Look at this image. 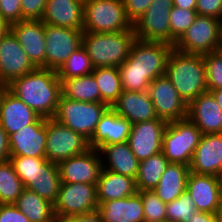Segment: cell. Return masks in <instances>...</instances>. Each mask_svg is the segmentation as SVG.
I'll list each match as a JSON object with an SVG mask.
<instances>
[{
    "label": "cell",
    "mask_w": 222,
    "mask_h": 222,
    "mask_svg": "<svg viewBox=\"0 0 222 222\" xmlns=\"http://www.w3.org/2000/svg\"><path fill=\"white\" fill-rule=\"evenodd\" d=\"M173 45L136 39L127 59L118 68L122 91H148L150 83L163 75Z\"/></svg>",
    "instance_id": "obj_1"
},
{
    "label": "cell",
    "mask_w": 222,
    "mask_h": 222,
    "mask_svg": "<svg viewBox=\"0 0 222 222\" xmlns=\"http://www.w3.org/2000/svg\"><path fill=\"white\" fill-rule=\"evenodd\" d=\"M7 89L46 119L55 116L62 95L57 71L45 68H36L13 80Z\"/></svg>",
    "instance_id": "obj_2"
},
{
    "label": "cell",
    "mask_w": 222,
    "mask_h": 222,
    "mask_svg": "<svg viewBox=\"0 0 222 222\" xmlns=\"http://www.w3.org/2000/svg\"><path fill=\"white\" fill-rule=\"evenodd\" d=\"M165 76L187 105L208 91L203 55L183 53L173 49L168 57Z\"/></svg>",
    "instance_id": "obj_3"
},
{
    "label": "cell",
    "mask_w": 222,
    "mask_h": 222,
    "mask_svg": "<svg viewBox=\"0 0 222 222\" xmlns=\"http://www.w3.org/2000/svg\"><path fill=\"white\" fill-rule=\"evenodd\" d=\"M136 39L134 30L113 33L83 31L82 46L94 68L119 67L129 56Z\"/></svg>",
    "instance_id": "obj_4"
},
{
    "label": "cell",
    "mask_w": 222,
    "mask_h": 222,
    "mask_svg": "<svg viewBox=\"0 0 222 222\" xmlns=\"http://www.w3.org/2000/svg\"><path fill=\"white\" fill-rule=\"evenodd\" d=\"M134 30L123 0H84L83 31L113 33Z\"/></svg>",
    "instance_id": "obj_5"
},
{
    "label": "cell",
    "mask_w": 222,
    "mask_h": 222,
    "mask_svg": "<svg viewBox=\"0 0 222 222\" xmlns=\"http://www.w3.org/2000/svg\"><path fill=\"white\" fill-rule=\"evenodd\" d=\"M202 135L188 118L168 122L163 134L162 153L169 163L190 166Z\"/></svg>",
    "instance_id": "obj_6"
},
{
    "label": "cell",
    "mask_w": 222,
    "mask_h": 222,
    "mask_svg": "<svg viewBox=\"0 0 222 222\" xmlns=\"http://www.w3.org/2000/svg\"><path fill=\"white\" fill-rule=\"evenodd\" d=\"M108 108L105 103L74 101L61 95L53 118L90 141Z\"/></svg>",
    "instance_id": "obj_7"
},
{
    "label": "cell",
    "mask_w": 222,
    "mask_h": 222,
    "mask_svg": "<svg viewBox=\"0 0 222 222\" xmlns=\"http://www.w3.org/2000/svg\"><path fill=\"white\" fill-rule=\"evenodd\" d=\"M221 44L222 21L210 16L197 15L173 48L183 53L204 55L219 50Z\"/></svg>",
    "instance_id": "obj_8"
},
{
    "label": "cell",
    "mask_w": 222,
    "mask_h": 222,
    "mask_svg": "<svg viewBox=\"0 0 222 222\" xmlns=\"http://www.w3.org/2000/svg\"><path fill=\"white\" fill-rule=\"evenodd\" d=\"M98 209L96 184L61 183L54 203L56 220H71L76 215Z\"/></svg>",
    "instance_id": "obj_9"
},
{
    "label": "cell",
    "mask_w": 222,
    "mask_h": 222,
    "mask_svg": "<svg viewBox=\"0 0 222 222\" xmlns=\"http://www.w3.org/2000/svg\"><path fill=\"white\" fill-rule=\"evenodd\" d=\"M46 132V159L52 163L58 164L90 149L86 138L54 118L46 119Z\"/></svg>",
    "instance_id": "obj_10"
},
{
    "label": "cell",
    "mask_w": 222,
    "mask_h": 222,
    "mask_svg": "<svg viewBox=\"0 0 222 222\" xmlns=\"http://www.w3.org/2000/svg\"><path fill=\"white\" fill-rule=\"evenodd\" d=\"M173 0H153L146 12L133 23L137 39L170 44L169 16Z\"/></svg>",
    "instance_id": "obj_11"
},
{
    "label": "cell",
    "mask_w": 222,
    "mask_h": 222,
    "mask_svg": "<svg viewBox=\"0 0 222 222\" xmlns=\"http://www.w3.org/2000/svg\"><path fill=\"white\" fill-rule=\"evenodd\" d=\"M46 69L58 70L82 45V30L45 24Z\"/></svg>",
    "instance_id": "obj_12"
},
{
    "label": "cell",
    "mask_w": 222,
    "mask_h": 222,
    "mask_svg": "<svg viewBox=\"0 0 222 222\" xmlns=\"http://www.w3.org/2000/svg\"><path fill=\"white\" fill-rule=\"evenodd\" d=\"M148 93L158 118L167 123L187 118V104L165 75L150 83Z\"/></svg>",
    "instance_id": "obj_13"
},
{
    "label": "cell",
    "mask_w": 222,
    "mask_h": 222,
    "mask_svg": "<svg viewBox=\"0 0 222 222\" xmlns=\"http://www.w3.org/2000/svg\"><path fill=\"white\" fill-rule=\"evenodd\" d=\"M35 69L13 32H7L0 40V83L8 86Z\"/></svg>",
    "instance_id": "obj_14"
},
{
    "label": "cell",
    "mask_w": 222,
    "mask_h": 222,
    "mask_svg": "<svg viewBox=\"0 0 222 222\" xmlns=\"http://www.w3.org/2000/svg\"><path fill=\"white\" fill-rule=\"evenodd\" d=\"M57 166L61 183L97 184L103 168L100 153L94 148L60 161Z\"/></svg>",
    "instance_id": "obj_15"
},
{
    "label": "cell",
    "mask_w": 222,
    "mask_h": 222,
    "mask_svg": "<svg viewBox=\"0 0 222 222\" xmlns=\"http://www.w3.org/2000/svg\"><path fill=\"white\" fill-rule=\"evenodd\" d=\"M166 126L167 122L160 118L132 124L128 143L139 161L162 151Z\"/></svg>",
    "instance_id": "obj_16"
},
{
    "label": "cell",
    "mask_w": 222,
    "mask_h": 222,
    "mask_svg": "<svg viewBox=\"0 0 222 222\" xmlns=\"http://www.w3.org/2000/svg\"><path fill=\"white\" fill-rule=\"evenodd\" d=\"M45 24L41 20H20L10 25L23 51L36 68L46 69Z\"/></svg>",
    "instance_id": "obj_17"
},
{
    "label": "cell",
    "mask_w": 222,
    "mask_h": 222,
    "mask_svg": "<svg viewBox=\"0 0 222 222\" xmlns=\"http://www.w3.org/2000/svg\"><path fill=\"white\" fill-rule=\"evenodd\" d=\"M8 138L11 156L46 157V118L39 117Z\"/></svg>",
    "instance_id": "obj_18"
},
{
    "label": "cell",
    "mask_w": 222,
    "mask_h": 222,
    "mask_svg": "<svg viewBox=\"0 0 222 222\" xmlns=\"http://www.w3.org/2000/svg\"><path fill=\"white\" fill-rule=\"evenodd\" d=\"M189 168L194 174L222 178V133L202 135Z\"/></svg>",
    "instance_id": "obj_19"
},
{
    "label": "cell",
    "mask_w": 222,
    "mask_h": 222,
    "mask_svg": "<svg viewBox=\"0 0 222 222\" xmlns=\"http://www.w3.org/2000/svg\"><path fill=\"white\" fill-rule=\"evenodd\" d=\"M131 129L132 123L109 107L97 123L89 147L99 151L103 146L126 142Z\"/></svg>",
    "instance_id": "obj_20"
},
{
    "label": "cell",
    "mask_w": 222,
    "mask_h": 222,
    "mask_svg": "<svg viewBox=\"0 0 222 222\" xmlns=\"http://www.w3.org/2000/svg\"><path fill=\"white\" fill-rule=\"evenodd\" d=\"M221 185V177L190 172L186 192L194 201L197 211L217 213Z\"/></svg>",
    "instance_id": "obj_21"
},
{
    "label": "cell",
    "mask_w": 222,
    "mask_h": 222,
    "mask_svg": "<svg viewBox=\"0 0 222 222\" xmlns=\"http://www.w3.org/2000/svg\"><path fill=\"white\" fill-rule=\"evenodd\" d=\"M187 118L202 134L222 133V110L210 92L200 94L187 105Z\"/></svg>",
    "instance_id": "obj_22"
},
{
    "label": "cell",
    "mask_w": 222,
    "mask_h": 222,
    "mask_svg": "<svg viewBox=\"0 0 222 222\" xmlns=\"http://www.w3.org/2000/svg\"><path fill=\"white\" fill-rule=\"evenodd\" d=\"M41 21L83 31L84 0H47Z\"/></svg>",
    "instance_id": "obj_23"
},
{
    "label": "cell",
    "mask_w": 222,
    "mask_h": 222,
    "mask_svg": "<svg viewBox=\"0 0 222 222\" xmlns=\"http://www.w3.org/2000/svg\"><path fill=\"white\" fill-rule=\"evenodd\" d=\"M40 116L6 89L0 100V124L8 136L33 124Z\"/></svg>",
    "instance_id": "obj_24"
},
{
    "label": "cell",
    "mask_w": 222,
    "mask_h": 222,
    "mask_svg": "<svg viewBox=\"0 0 222 222\" xmlns=\"http://www.w3.org/2000/svg\"><path fill=\"white\" fill-rule=\"evenodd\" d=\"M112 108L132 124L158 119L148 91H122Z\"/></svg>",
    "instance_id": "obj_25"
},
{
    "label": "cell",
    "mask_w": 222,
    "mask_h": 222,
    "mask_svg": "<svg viewBox=\"0 0 222 222\" xmlns=\"http://www.w3.org/2000/svg\"><path fill=\"white\" fill-rule=\"evenodd\" d=\"M103 222H144V210L141 196L134 195L114 199L98 204Z\"/></svg>",
    "instance_id": "obj_26"
},
{
    "label": "cell",
    "mask_w": 222,
    "mask_h": 222,
    "mask_svg": "<svg viewBox=\"0 0 222 222\" xmlns=\"http://www.w3.org/2000/svg\"><path fill=\"white\" fill-rule=\"evenodd\" d=\"M103 169L136 179L139 160L128 141L103 146L99 150Z\"/></svg>",
    "instance_id": "obj_27"
},
{
    "label": "cell",
    "mask_w": 222,
    "mask_h": 222,
    "mask_svg": "<svg viewBox=\"0 0 222 222\" xmlns=\"http://www.w3.org/2000/svg\"><path fill=\"white\" fill-rule=\"evenodd\" d=\"M96 191L98 204L109 200L123 199L137 192L136 181L129 176L102 168L96 184Z\"/></svg>",
    "instance_id": "obj_28"
},
{
    "label": "cell",
    "mask_w": 222,
    "mask_h": 222,
    "mask_svg": "<svg viewBox=\"0 0 222 222\" xmlns=\"http://www.w3.org/2000/svg\"><path fill=\"white\" fill-rule=\"evenodd\" d=\"M189 173L188 165L169 163L153 191L159 199L168 204L186 192Z\"/></svg>",
    "instance_id": "obj_29"
},
{
    "label": "cell",
    "mask_w": 222,
    "mask_h": 222,
    "mask_svg": "<svg viewBox=\"0 0 222 222\" xmlns=\"http://www.w3.org/2000/svg\"><path fill=\"white\" fill-rule=\"evenodd\" d=\"M30 222H55L54 204L24 188L14 204Z\"/></svg>",
    "instance_id": "obj_30"
},
{
    "label": "cell",
    "mask_w": 222,
    "mask_h": 222,
    "mask_svg": "<svg viewBox=\"0 0 222 222\" xmlns=\"http://www.w3.org/2000/svg\"><path fill=\"white\" fill-rule=\"evenodd\" d=\"M61 184L57 164L46 160L39 166L38 175L25 188L34 191L40 197L54 204L58 197Z\"/></svg>",
    "instance_id": "obj_31"
},
{
    "label": "cell",
    "mask_w": 222,
    "mask_h": 222,
    "mask_svg": "<svg viewBox=\"0 0 222 222\" xmlns=\"http://www.w3.org/2000/svg\"><path fill=\"white\" fill-rule=\"evenodd\" d=\"M62 96L82 102H99L100 90L93 74L65 79L61 82Z\"/></svg>",
    "instance_id": "obj_32"
},
{
    "label": "cell",
    "mask_w": 222,
    "mask_h": 222,
    "mask_svg": "<svg viewBox=\"0 0 222 222\" xmlns=\"http://www.w3.org/2000/svg\"><path fill=\"white\" fill-rule=\"evenodd\" d=\"M168 165L169 161L162 151L139 161L138 174L135 179L137 190H154Z\"/></svg>",
    "instance_id": "obj_33"
},
{
    "label": "cell",
    "mask_w": 222,
    "mask_h": 222,
    "mask_svg": "<svg viewBox=\"0 0 222 222\" xmlns=\"http://www.w3.org/2000/svg\"><path fill=\"white\" fill-rule=\"evenodd\" d=\"M92 74L100 90V103L112 107L122 93L119 68L98 67L94 68Z\"/></svg>",
    "instance_id": "obj_34"
},
{
    "label": "cell",
    "mask_w": 222,
    "mask_h": 222,
    "mask_svg": "<svg viewBox=\"0 0 222 222\" xmlns=\"http://www.w3.org/2000/svg\"><path fill=\"white\" fill-rule=\"evenodd\" d=\"M24 185L8 160L0 162V204H15Z\"/></svg>",
    "instance_id": "obj_35"
},
{
    "label": "cell",
    "mask_w": 222,
    "mask_h": 222,
    "mask_svg": "<svg viewBox=\"0 0 222 222\" xmlns=\"http://www.w3.org/2000/svg\"><path fill=\"white\" fill-rule=\"evenodd\" d=\"M94 66L86 50L81 45L75 50L64 64L57 70V76L62 82L65 79L77 78L91 74Z\"/></svg>",
    "instance_id": "obj_36"
},
{
    "label": "cell",
    "mask_w": 222,
    "mask_h": 222,
    "mask_svg": "<svg viewBox=\"0 0 222 222\" xmlns=\"http://www.w3.org/2000/svg\"><path fill=\"white\" fill-rule=\"evenodd\" d=\"M141 196L144 210V222H165L166 205L153 190H137Z\"/></svg>",
    "instance_id": "obj_37"
},
{
    "label": "cell",
    "mask_w": 222,
    "mask_h": 222,
    "mask_svg": "<svg viewBox=\"0 0 222 222\" xmlns=\"http://www.w3.org/2000/svg\"><path fill=\"white\" fill-rule=\"evenodd\" d=\"M196 211L194 201L187 192H184L177 199L166 205L167 221L187 222Z\"/></svg>",
    "instance_id": "obj_38"
},
{
    "label": "cell",
    "mask_w": 222,
    "mask_h": 222,
    "mask_svg": "<svg viewBox=\"0 0 222 222\" xmlns=\"http://www.w3.org/2000/svg\"><path fill=\"white\" fill-rule=\"evenodd\" d=\"M46 160V157L10 156L9 158L16 174L22 180L24 188L36 179L39 166Z\"/></svg>",
    "instance_id": "obj_39"
},
{
    "label": "cell",
    "mask_w": 222,
    "mask_h": 222,
    "mask_svg": "<svg viewBox=\"0 0 222 222\" xmlns=\"http://www.w3.org/2000/svg\"><path fill=\"white\" fill-rule=\"evenodd\" d=\"M197 16L196 10H187L174 6L170 12V44L175 42L193 24Z\"/></svg>",
    "instance_id": "obj_40"
},
{
    "label": "cell",
    "mask_w": 222,
    "mask_h": 222,
    "mask_svg": "<svg viewBox=\"0 0 222 222\" xmlns=\"http://www.w3.org/2000/svg\"><path fill=\"white\" fill-rule=\"evenodd\" d=\"M206 68V85L208 91L222 88V50L203 55Z\"/></svg>",
    "instance_id": "obj_41"
},
{
    "label": "cell",
    "mask_w": 222,
    "mask_h": 222,
    "mask_svg": "<svg viewBox=\"0 0 222 222\" xmlns=\"http://www.w3.org/2000/svg\"><path fill=\"white\" fill-rule=\"evenodd\" d=\"M0 15L9 25L22 20L21 0H0Z\"/></svg>",
    "instance_id": "obj_42"
},
{
    "label": "cell",
    "mask_w": 222,
    "mask_h": 222,
    "mask_svg": "<svg viewBox=\"0 0 222 222\" xmlns=\"http://www.w3.org/2000/svg\"><path fill=\"white\" fill-rule=\"evenodd\" d=\"M47 0H21L22 20H41Z\"/></svg>",
    "instance_id": "obj_43"
},
{
    "label": "cell",
    "mask_w": 222,
    "mask_h": 222,
    "mask_svg": "<svg viewBox=\"0 0 222 222\" xmlns=\"http://www.w3.org/2000/svg\"><path fill=\"white\" fill-rule=\"evenodd\" d=\"M197 15L210 16L222 21V0H197Z\"/></svg>",
    "instance_id": "obj_44"
},
{
    "label": "cell",
    "mask_w": 222,
    "mask_h": 222,
    "mask_svg": "<svg viewBox=\"0 0 222 222\" xmlns=\"http://www.w3.org/2000/svg\"><path fill=\"white\" fill-rule=\"evenodd\" d=\"M153 0H123L127 18L132 24L149 8Z\"/></svg>",
    "instance_id": "obj_45"
},
{
    "label": "cell",
    "mask_w": 222,
    "mask_h": 222,
    "mask_svg": "<svg viewBox=\"0 0 222 222\" xmlns=\"http://www.w3.org/2000/svg\"><path fill=\"white\" fill-rule=\"evenodd\" d=\"M0 222L30 221L14 204H0Z\"/></svg>",
    "instance_id": "obj_46"
},
{
    "label": "cell",
    "mask_w": 222,
    "mask_h": 222,
    "mask_svg": "<svg viewBox=\"0 0 222 222\" xmlns=\"http://www.w3.org/2000/svg\"><path fill=\"white\" fill-rule=\"evenodd\" d=\"M10 156L8 134L0 124V162L8 161Z\"/></svg>",
    "instance_id": "obj_47"
},
{
    "label": "cell",
    "mask_w": 222,
    "mask_h": 222,
    "mask_svg": "<svg viewBox=\"0 0 222 222\" xmlns=\"http://www.w3.org/2000/svg\"><path fill=\"white\" fill-rule=\"evenodd\" d=\"M71 222H103L101 214L99 213V210H93L91 212H86L81 215L74 216L71 220Z\"/></svg>",
    "instance_id": "obj_48"
},
{
    "label": "cell",
    "mask_w": 222,
    "mask_h": 222,
    "mask_svg": "<svg viewBox=\"0 0 222 222\" xmlns=\"http://www.w3.org/2000/svg\"><path fill=\"white\" fill-rule=\"evenodd\" d=\"M187 222H221L218 218L216 213H207L196 211L192 218Z\"/></svg>",
    "instance_id": "obj_49"
},
{
    "label": "cell",
    "mask_w": 222,
    "mask_h": 222,
    "mask_svg": "<svg viewBox=\"0 0 222 222\" xmlns=\"http://www.w3.org/2000/svg\"><path fill=\"white\" fill-rule=\"evenodd\" d=\"M174 6L187 10H195L197 0H173Z\"/></svg>",
    "instance_id": "obj_50"
},
{
    "label": "cell",
    "mask_w": 222,
    "mask_h": 222,
    "mask_svg": "<svg viewBox=\"0 0 222 222\" xmlns=\"http://www.w3.org/2000/svg\"><path fill=\"white\" fill-rule=\"evenodd\" d=\"M10 31V25L7 21L0 15V40L2 37Z\"/></svg>",
    "instance_id": "obj_51"
},
{
    "label": "cell",
    "mask_w": 222,
    "mask_h": 222,
    "mask_svg": "<svg viewBox=\"0 0 222 222\" xmlns=\"http://www.w3.org/2000/svg\"><path fill=\"white\" fill-rule=\"evenodd\" d=\"M210 92L213 97L215 98L219 108L222 110V88L221 89H215L212 91H208Z\"/></svg>",
    "instance_id": "obj_52"
},
{
    "label": "cell",
    "mask_w": 222,
    "mask_h": 222,
    "mask_svg": "<svg viewBox=\"0 0 222 222\" xmlns=\"http://www.w3.org/2000/svg\"><path fill=\"white\" fill-rule=\"evenodd\" d=\"M217 218L222 222V185L220 188V193H219V206L217 210Z\"/></svg>",
    "instance_id": "obj_53"
},
{
    "label": "cell",
    "mask_w": 222,
    "mask_h": 222,
    "mask_svg": "<svg viewBox=\"0 0 222 222\" xmlns=\"http://www.w3.org/2000/svg\"><path fill=\"white\" fill-rule=\"evenodd\" d=\"M6 89H7V86L0 83V100Z\"/></svg>",
    "instance_id": "obj_54"
},
{
    "label": "cell",
    "mask_w": 222,
    "mask_h": 222,
    "mask_svg": "<svg viewBox=\"0 0 222 222\" xmlns=\"http://www.w3.org/2000/svg\"><path fill=\"white\" fill-rule=\"evenodd\" d=\"M55 222H71L70 220H56Z\"/></svg>",
    "instance_id": "obj_55"
}]
</instances>
